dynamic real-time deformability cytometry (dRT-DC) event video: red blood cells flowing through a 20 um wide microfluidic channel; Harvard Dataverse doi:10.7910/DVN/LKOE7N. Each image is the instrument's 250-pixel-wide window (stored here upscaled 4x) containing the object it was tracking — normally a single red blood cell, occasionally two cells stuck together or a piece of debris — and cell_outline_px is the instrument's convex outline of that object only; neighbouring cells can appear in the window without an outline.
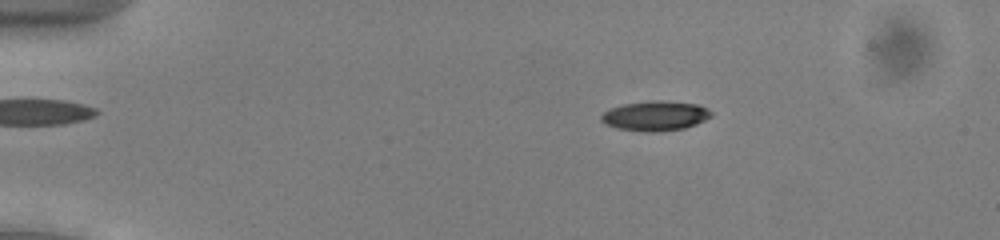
{"species": "common noctule bat (a hibernating species)", "species_latin": "Nyctalus noctula", "temperature_condition": "cold", "stored_images_in_passage": 47, "camera_frame_rate_fps": 3000, "um_per_image_px": 0.085, "animal": {"sex": "male", "body_mass_g": 13.0, "forearm_length_mm": 53.1}, "frame": {"image": 1, "passage_image": 4, "time_ms": 1.0, "image_size_px": [1000, 240], "cell_outline_px": [[712, 116], [696, 124], [684, 128], [660, 132], [644, 132], [616, 128], [604, 124], [600, 120], [600, 116], [608, 108], [624, 104], [652, 100], [660, 100], [696, 104], [708, 108], [712, 112]], "centroid_in_image_um": [55.67, 9.85], "position_along_channel_um": 29.3, "area_um2": 19.31}}
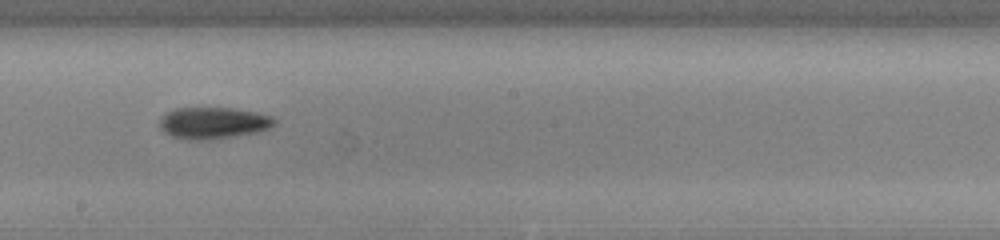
{"frame": {"image": 2, "passage_image": 25, "time_ms": 8.0, "image_size_px": [1000, 240], "cell_outline_px": [[276, 124], [268, 128], [256, 132], [212, 140], [180, 140], [164, 132], [160, 128], [160, 120], [168, 112], [176, 108], [232, 108], [256, 112], [272, 116], [276, 120]], "centroid_in_image_um": [18.12, 10.46], "position_along_channel_um": 230.1, "area_um2": 21.21}}
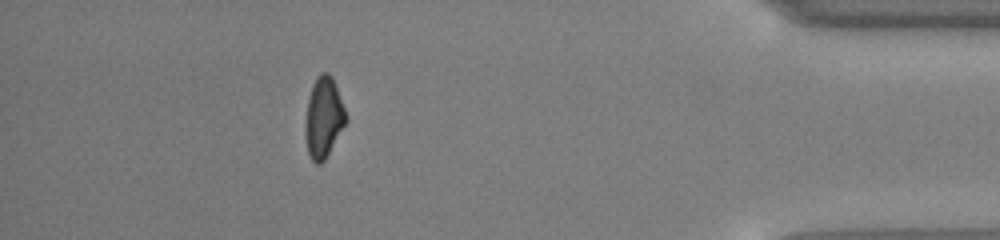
{"frame": {"image": 3, "passage_image": 42, "time_ms": 13.667, "image_size_px": [1000, 240], "cell_outline_px": [[348, 120], [324, 160], [320, 164], [316, 164], [308, 156], [304, 136], [304, 124], [308, 100], [312, 84], [316, 76], [320, 72], [328, 72], [332, 76], [348, 116]], "centroid_in_image_um": [27.49, 9.99], "position_along_channel_um": 407.7, "area_um2": 19.42}, "authors_computed_cell_mechanics": {"area_um2": 19.652, "velocity_mm_per_s": 3.9186, "shape_relaxation_time_tau1_ms": 4.3144, "shape_relaxation_time_tau2_ms": null, "deformation_change_tau1": 0.125, "deformation_change_tau2": null}}